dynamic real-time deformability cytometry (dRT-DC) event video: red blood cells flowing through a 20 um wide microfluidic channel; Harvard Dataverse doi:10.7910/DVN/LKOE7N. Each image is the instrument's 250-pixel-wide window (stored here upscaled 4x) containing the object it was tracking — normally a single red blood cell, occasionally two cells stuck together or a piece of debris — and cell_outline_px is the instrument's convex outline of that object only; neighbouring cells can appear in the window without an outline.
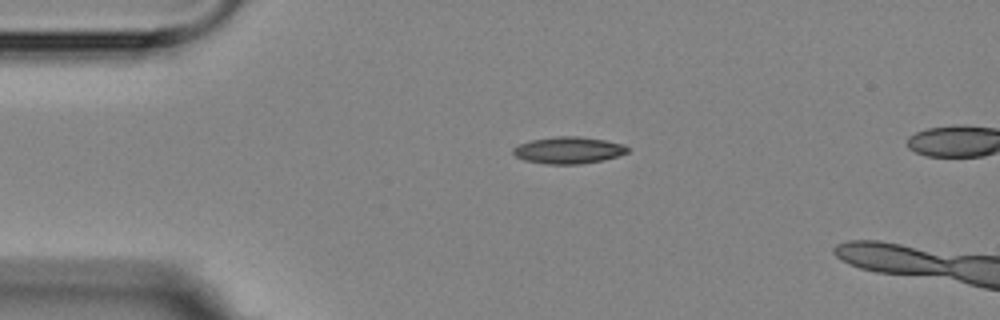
{"species": "Egyptian fruit bat (a non-hibernating species)", "species_latin": "Rousettus aegyptiacus", "temperature_condition": "room temperature", "stored_images_in_passage": 3, "camera_frame_rate_fps": 3000, "um_per_image_px": 0.085, "animal": {"sex": "female"}, "frame": {"image": 1, "passage_image": 1, "time_ms": 0.0, "image_size_px": [1000, 320], "cell_outline_px": [[628, 152], [604, 160], [580, 164], [548, 164], [524, 160], [516, 156], [512, 152], [512, 148], [520, 144], [532, 140], [556, 136], [580, 136], [604, 140], [624, 144], [628, 148]], "centroid_in_image_um": [48.32, 12.76], "position_along_channel_um": 36.7, "area_um2": 17.8}}